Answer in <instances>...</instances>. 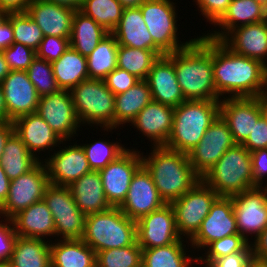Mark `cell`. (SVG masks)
<instances>
[{"label":"cell","mask_w":267,"mask_h":267,"mask_svg":"<svg viewBox=\"0 0 267 267\" xmlns=\"http://www.w3.org/2000/svg\"><path fill=\"white\" fill-rule=\"evenodd\" d=\"M212 65L220 98L224 94H230V98L260 97L267 91V67L258 60L234 53L220 40L212 39Z\"/></svg>","instance_id":"cell-1"},{"label":"cell","mask_w":267,"mask_h":267,"mask_svg":"<svg viewBox=\"0 0 267 267\" xmlns=\"http://www.w3.org/2000/svg\"><path fill=\"white\" fill-rule=\"evenodd\" d=\"M174 64L185 100H219L213 78L212 39L194 38L186 47L166 54Z\"/></svg>","instance_id":"cell-2"},{"label":"cell","mask_w":267,"mask_h":267,"mask_svg":"<svg viewBox=\"0 0 267 267\" xmlns=\"http://www.w3.org/2000/svg\"><path fill=\"white\" fill-rule=\"evenodd\" d=\"M148 157H143L142 165L150 173L152 180L166 203L180 198L192 189L202 178L194 171L188 154L167 148L152 146Z\"/></svg>","instance_id":"cell-3"},{"label":"cell","mask_w":267,"mask_h":267,"mask_svg":"<svg viewBox=\"0 0 267 267\" xmlns=\"http://www.w3.org/2000/svg\"><path fill=\"white\" fill-rule=\"evenodd\" d=\"M219 114V100H185L174 108L173 128L165 146L188 154Z\"/></svg>","instance_id":"cell-4"},{"label":"cell","mask_w":267,"mask_h":267,"mask_svg":"<svg viewBox=\"0 0 267 267\" xmlns=\"http://www.w3.org/2000/svg\"><path fill=\"white\" fill-rule=\"evenodd\" d=\"M96 253L137 243V224L119 207L86 215L81 238Z\"/></svg>","instance_id":"cell-5"},{"label":"cell","mask_w":267,"mask_h":267,"mask_svg":"<svg viewBox=\"0 0 267 267\" xmlns=\"http://www.w3.org/2000/svg\"><path fill=\"white\" fill-rule=\"evenodd\" d=\"M202 180L219 196L224 197L254 188L250 152L242 144H235L221 156Z\"/></svg>","instance_id":"cell-6"},{"label":"cell","mask_w":267,"mask_h":267,"mask_svg":"<svg viewBox=\"0 0 267 267\" xmlns=\"http://www.w3.org/2000/svg\"><path fill=\"white\" fill-rule=\"evenodd\" d=\"M78 121L114 129L115 95L104 80L87 79L70 90Z\"/></svg>","instance_id":"cell-7"},{"label":"cell","mask_w":267,"mask_h":267,"mask_svg":"<svg viewBox=\"0 0 267 267\" xmlns=\"http://www.w3.org/2000/svg\"><path fill=\"white\" fill-rule=\"evenodd\" d=\"M174 5L170 0H146L139 6L153 42L165 54L176 52L194 40L178 43Z\"/></svg>","instance_id":"cell-8"},{"label":"cell","mask_w":267,"mask_h":267,"mask_svg":"<svg viewBox=\"0 0 267 267\" xmlns=\"http://www.w3.org/2000/svg\"><path fill=\"white\" fill-rule=\"evenodd\" d=\"M219 195L202 179L180 198L172 201L178 234L190 240L199 230Z\"/></svg>","instance_id":"cell-9"},{"label":"cell","mask_w":267,"mask_h":267,"mask_svg":"<svg viewBox=\"0 0 267 267\" xmlns=\"http://www.w3.org/2000/svg\"><path fill=\"white\" fill-rule=\"evenodd\" d=\"M43 200L55 222V235L63 240L81 239L86 215L78 208L69 186L49 184Z\"/></svg>","instance_id":"cell-10"},{"label":"cell","mask_w":267,"mask_h":267,"mask_svg":"<svg viewBox=\"0 0 267 267\" xmlns=\"http://www.w3.org/2000/svg\"><path fill=\"white\" fill-rule=\"evenodd\" d=\"M49 184L46 167L41 161L28 173L11 181L7 200L0 208V215L4 219H11L33 203L43 200Z\"/></svg>","instance_id":"cell-11"},{"label":"cell","mask_w":267,"mask_h":267,"mask_svg":"<svg viewBox=\"0 0 267 267\" xmlns=\"http://www.w3.org/2000/svg\"><path fill=\"white\" fill-rule=\"evenodd\" d=\"M236 143L226 121L219 114L200 142L188 153L194 171L202 178Z\"/></svg>","instance_id":"cell-12"},{"label":"cell","mask_w":267,"mask_h":267,"mask_svg":"<svg viewBox=\"0 0 267 267\" xmlns=\"http://www.w3.org/2000/svg\"><path fill=\"white\" fill-rule=\"evenodd\" d=\"M137 152L127 149L115 161L98 171L105 197L112 207H119L126 199L132 178L142 166V154Z\"/></svg>","instance_id":"cell-13"},{"label":"cell","mask_w":267,"mask_h":267,"mask_svg":"<svg viewBox=\"0 0 267 267\" xmlns=\"http://www.w3.org/2000/svg\"><path fill=\"white\" fill-rule=\"evenodd\" d=\"M238 233L245 239L249 234L258 235L267 226V192L254 187L231 196Z\"/></svg>","instance_id":"cell-14"},{"label":"cell","mask_w":267,"mask_h":267,"mask_svg":"<svg viewBox=\"0 0 267 267\" xmlns=\"http://www.w3.org/2000/svg\"><path fill=\"white\" fill-rule=\"evenodd\" d=\"M36 113L62 141L71 140L81 125L74 109L72 94L68 90L40 97Z\"/></svg>","instance_id":"cell-15"},{"label":"cell","mask_w":267,"mask_h":267,"mask_svg":"<svg viewBox=\"0 0 267 267\" xmlns=\"http://www.w3.org/2000/svg\"><path fill=\"white\" fill-rule=\"evenodd\" d=\"M137 243L143 249L166 246L180 240L175 212L170 203L136 221Z\"/></svg>","instance_id":"cell-16"},{"label":"cell","mask_w":267,"mask_h":267,"mask_svg":"<svg viewBox=\"0 0 267 267\" xmlns=\"http://www.w3.org/2000/svg\"><path fill=\"white\" fill-rule=\"evenodd\" d=\"M220 115L228 124L236 144H243L264 115L260 97L220 99Z\"/></svg>","instance_id":"cell-17"},{"label":"cell","mask_w":267,"mask_h":267,"mask_svg":"<svg viewBox=\"0 0 267 267\" xmlns=\"http://www.w3.org/2000/svg\"><path fill=\"white\" fill-rule=\"evenodd\" d=\"M239 234L231 197L219 196L201 223L197 233L190 239L193 248L203 250L213 241ZM196 246V247H195Z\"/></svg>","instance_id":"cell-18"},{"label":"cell","mask_w":267,"mask_h":267,"mask_svg":"<svg viewBox=\"0 0 267 267\" xmlns=\"http://www.w3.org/2000/svg\"><path fill=\"white\" fill-rule=\"evenodd\" d=\"M165 204L150 173L142 165L134 174L126 199L119 208L127 217L137 221Z\"/></svg>","instance_id":"cell-19"},{"label":"cell","mask_w":267,"mask_h":267,"mask_svg":"<svg viewBox=\"0 0 267 267\" xmlns=\"http://www.w3.org/2000/svg\"><path fill=\"white\" fill-rule=\"evenodd\" d=\"M1 86L8 122H13L23 115L36 113L40 97L26 71L10 70Z\"/></svg>","instance_id":"cell-20"},{"label":"cell","mask_w":267,"mask_h":267,"mask_svg":"<svg viewBox=\"0 0 267 267\" xmlns=\"http://www.w3.org/2000/svg\"><path fill=\"white\" fill-rule=\"evenodd\" d=\"M44 162L49 183L58 186H70L91 171L84 149L77 144L55 151Z\"/></svg>","instance_id":"cell-21"},{"label":"cell","mask_w":267,"mask_h":267,"mask_svg":"<svg viewBox=\"0 0 267 267\" xmlns=\"http://www.w3.org/2000/svg\"><path fill=\"white\" fill-rule=\"evenodd\" d=\"M221 42L236 54L258 60L267 67V21L231 30Z\"/></svg>","instance_id":"cell-22"},{"label":"cell","mask_w":267,"mask_h":267,"mask_svg":"<svg viewBox=\"0 0 267 267\" xmlns=\"http://www.w3.org/2000/svg\"><path fill=\"white\" fill-rule=\"evenodd\" d=\"M152 100L177 107L185 101L177 81L173 61L167 56H160L152 65L146 78Z\"/></svg>","instance_id":"cell-23"},{"label":"cell","mask_w":267,"mask_h":267,"mask_svg":"<svg viewBox=\"0 0 267 267\" xmlns=\"http://www.w3.org/2000/svg\"><path fill=\"white\" fill-rule=\"evenodd\" d=\"M173 117L174 107L151 100L131 124L151 138L154 146H165L172 132Z\"/></svg>","instance_id":"cell-24"},{"label":"cell","mask_w":267,"mask_h":267,"mask_svg":"<svg viewBox=\"0 0 267 267\" xmlns=\"http://www.w3.org/2000/svg\"><path fill=\"white\" fill-rule=\"evenodd\" d=\"M26 12L41 28L44 36L70 37L75 9L45 0H32Z\"/></svg>","instance_id":"cell-25"},{"label":"cell","mask_w":267,"mask_h":267,"mask_svg":"<svg viewBox=\"0 0 267 267\" xmlns=\"http://www.w3.org/2000/svg\"><path fill=\"white\" fill-rule=\"evenodd\" d=\"M14 133L22 140L29 152L36 157L40 151L55 147L63 141L54 133L47 122L37 113L23 115L13 121ZM35 152V153H34Z\"/></svg>","instance_id":"cell-26"},{"label":"cell","mask_w":267,"mask_h":267,"mask_svg":"<svg viewBox=\"0 0 267 267\" xmlns=\"http://www.w3.org/2000/svg\"><path fill=\"white\" fill-rule=\"evenodd\" d=\"M112 33L119 45L153 50L159 57L166 55L153 42L139 7L125 8L119 24Z\"/></svg>","instance_id":"cell-27"},{"label":"cell","mask_w":267,"mask_h":267,"mask_svg":"<svg viewBox=\"0 0 267 267\" xmlns=\"http://www.w3.org/2000/svg\"><path fill=\"white\" fill-rule=\"evenodd\" d=\"M18 236L44 239L55 237V222L44 200L33 203L11 218Z\"/></svg>","instance_id":"cell-28"},{"label":"cell","mask_w":267,"mask_h":267,"mask_svg":"<svg viewBox=\"0 0 267 267\" xmlns=\"http://www.w3.org/2000/svg\"><path fill=\"white\" fill-rule=\"evenodd\" d=\"M264 20H267V9L255 0H231L226 12L214 24L219 25L223 31H214L205 36L221 41L235 28Z\"/></svg>","instance_id":"cell-29"},{"label":"cell","mask_w":267,"mask_h":267,"mask_svg":"<svg viewBox=\"0 0 267 267\" xmlns=\"http://www.w3.org/2000/svg\"><path fill=\"white\" fill-rule=\"evenodd\" d=\"M73 199L85 215L103 212L112 206L107 201L98 171L91 170L69 186Z\"/></svg>","instance_id":"cell-30"},{"label":"cell","mask_w":267,"mask_h":267,"mask_svg":"<svg viewBox=\"0 0 267 267\" xmlns=\"http://www.w3.org/2000/svg\"><path fill=\"white\" fill-rule=\"evenodd\" d=\"M51 267H96V252L82 239L50 243Z\"/></svg>","instance_id":"cell-31"},{"label":"cell","mask_w":267,"mask_h":267,"mask_svg":"<svg viewBox=\"0 0 267 267\" xmlns=\"http://www.w3.org/2000/svg\"><path fill=\"white\" fill-rule=\"evenodd\" d=\"M51 64L60 90L70 91L74 86L89 79L87 57L82 56L71 47Z\"/></svg>","instance_id":"cell-32"},{"label":"cell","mask_w":267,"mask_h":267,"mask_svg":"<svg viewBox=\"0 0 267 267\" xmlns=\"http://www.w3.org/2000/svg\"><path fill=\"white\" fill-rule=\"evenodd\" d=\"M109 32L92 18L76 10L72 20L70 47L82 56H89Z\"/></svg>","instance_id":"cell-33"},{"label":"cell","mask_w":267,"mask_h":267,"mask_svg":"<svg viewBox=\"0 0 267 267\" xmlns=\"http://www.w3.org/2000/svg\"><path fill=\"white\" fill-rule=\"evenodd\" d=\"M151 100V90L146 80H140L126 92L115 95L114 128L131 123Z\"/></svg>","instance_id":"cell-34"},{"label":"cell","mask_w":267,"mask_h":267,"mask_svg":"<svg viewBox=\"0 0 267 267\" xmlns=\"http://www.w3.org/2000/svg\"><path fill=\"white\" fill-rule=\"evenodd\" d=\"M40 161L33 156L22 140L13 132L6 140L0 164L10 181L28 173Z\"/></svg>","instance_id":"cell-35"},{"label":"cell","mask_w":267,"mask_h":267,"mask_svg":"<svg viewBox=\"0 0 267 267\" xmlns=\"http://www.w3.org/2000/svg\"><path fill=\"white\" fill-rule=\"evenodd\" d=\"M17 236L9 263L12 267H51L50 242Z\"/></svg>","instance_id":"cell-36"},{"label":"cell","mask_w":267,"mask_h":267,"mask_svg":"<svg viewBox=\"0 0 267 267\" xmlns=\"http://www.w3.org/2000/svg\"><path fill=\"white\" fill-rule=\"evenodd\" d=\"M118 42L113 33H108L87 56L89 79L103 80L117 68Z\"/></svg>","instance_id":"cell-37"},{"label":"cell","mask_w":267,"mask_h":267,"mask_svg":"<svg viewBox=\"0 0 267 267\" xmlns=\"http://www.w3.org/2000/svg\"><path fill=\"white\" fill-rule=\"evenodd\" d=\"M182 238L175 243L142 250V267H190L191 257L184 251Z\"/></svg>","instance_id":"cell-38"},{"label":"cell","mask_w":267,"mask_h":267,"mask_svg":"<svg viewBox=\"0 0 267 267\" xmlns=\"http://www.w3.org/2000/svg\"><path fill=\"white\" fill-rule=\"evenodd\" d=\"M159 56L153 50L118 46L117 67L135 75L140 80H146L153 63Z\"/></svg>","instance_id":"cell-39"},{"label":"cell","mask_w":267,"mask_h":267,"mask_svg":"<svg viewBox=\"0 0 267 267\" xmlns=\"http://www.w3.org/2000/svg\"><path fill=\"white\" fill-rule=\"evenodd\" d=\"M124 9L118 0H84L79 11L112 33L119 24Z\"/></svg>","instance_id":"cell-40"},{"label":"cell","mask_w":267,"mask_h":267,"mask_svg":"<svg viewBox=\"0 0 267 267\" xmlns=\"http://www.w3.org/2000/svg\"><path fill=\"white\" fill-rule=\"evenodd\" d=\"M96 267H142V248L136 243L97 252Z\"/></svg>","instance_id":"cell-41"},{"label":"cell","mask_w":267,"mask_h":267,"mask_svg":"<svg viewBox=\"0 0 267 267\" xmlns=\"http://www.w3.org/2000/svg\"><path fill=\"white\" fill-rule=\"evenodd\" d=\"M14 42L37 50L44 34L37 23L25 12H11Z\"/></svg>","instance_id":"cell-42"},{"label":"cell","mask_w":267,"mask_h":267,"mask_svg":"<svg viewBox=\"0 0 267 267\" xmlns=\"http://www.w3.org/2000/svg\"><path fill=\"white\" fill-rule=\"evenodd\" d=\"M81 146L84 149L89 167L93 171H99L105 168L110 162L115 161L127 150L119 142L111 143L102 140Z\"/></svg>","instance_id":"cell-43"},{"label":"cell","mask_w":267,"mask_h":267,"mask_svg":"<svg viewBox=\"0 0 267 267\" xmlns=\"http://www.w3.org/2000/svg\"><path fill=\"white\" fill-rule=\"evenodd\" d=\"M26 72L39 97L60 91L49 61L36 57Z\"/></svg>","instance_id":"cell-44"},{"label":"cell","mask_w":267,"mask_h":267,"mask_svg":"<svg viewBox=\"0 0 267 267\" xmlns=\"http://www.w3.org/2000/svg\"><path fill=\"white\" fill-rule=\"evenodd\" d=\"M249 241L245 240L240 234H234L222 239L213 241L206 248L207 253H205V257L202 256L195 258V262L198 261L201 263H205V265H209L214 259L221 258L223 256H227L229 254H233L236 252H252L251 244L249 245Z\"/></svg>","instance_id":"cell-45"},{"label":"cell","mask_w":267,"mask_h":267,"mask_svg":"<svg viewBox=\"0 0 267 267\" xmlns=\"http://www.w3.org/2000/svg\"><path fill=\"white\" fill-rule=\"evenodd\" d=\"M2 52L9 69L14 71H26L36 58L35 50L16 42Z\"/></svg>","instance_id":"cell-46"},{"label":"cell","mask_w":267,"mask_h":267,"mask_svg":"<svg viewBox=\"0 0 267 267\" xmlns=\"http://www.w3.org/2000/svg\"><path fill=\"white\" fill-rule=\"evenodd\" d=\"M69 38L44 36L36 50V57L49 61L50 63L58 60L70 47Z\"/></svg>","instance_id":"cell-47"},{"label":"cell","mask_w":267,"mask_h":267,"mask_svg":"<svg viewBox=\"0 0 267 267\" xmlns=\"http://www.w3.org/2000/svg\"><path fill=\"white\" fill-rule=\"evenodd\" d=\"M103 80L114 95L126 92L140 81L135 75L119 67L109 73Z\"/></svg>","instance_id":"cell-48"},{"label":"cell","mask_w":267,"mask_h":267,"mask_svg":"<svg viewBox=\"0 0 267 267\" xmlns=\"http://www.w3.org/2000/svg\"><path fill=\"white\" fill-rule=\"evenodd\" d=\"M0 221V263L9 262L13 253V247L17 238L11 219ZM10 224V225H9Z\"/></svg>","instance_id":"cell-49"},{"label":"cell","mask_w":267,"mask_h":267,"mask_svg":"<svg viewBox=\"0 0 267 267\" xmlns=\"http://www.w3.org/2000/svg\"><path fill=\"white\" fill-rule=\"evenodd\" d=\"M242 145L249 152L267 148V117L265 115L257 121L252 133Z\"/></svg>","instance_id":"cell-50"},{"label":"cell","mask_w":267,"mask_h":267,"mask_svg":"<svg viewBox=\"0 0 267 267\" xmlns=\"http://www.w3.org/2000/svg\"><path fill=\"white\" fill-rule=\"evenodd\" d=\"M203 17L215 24L226 12L231 0H196Z\"/></svg>","instance_id":"cell-51"},{"label":"cell","mask_w":267,"mask_h":267,"mask_svg":"<svg viewBox=\"0 0 267 267\" xmlns=\"http://www.w3.org/2000/svg\"><path fill=\"white\" fill-rule=\"evenodd\" d=\"M251 154L252 176L254 187H262L263 179L267 175V148L259 149Z\"/></svg>","instance_id":"cell-52"},{"label":"cell","mask_w":267,"mask_h":267,"mask_svg":"<svg viewBox=\"0 0 267 267\" xmlns=\"http://www.w3.org/2000/svg\"><path fill=\"white\" fill-rule=\"evenodd\" d=\"M253 256L252 252H236L214 259L209 267H247L248 261Z\"/></svg>","instance_id":"cell-53"},{"label":"cell","mask_w":267,"mask_h":267,"mask_svg":"<svg viewBox=\"0 0 267 267\" xmlns=\"http://www.w3.org/2000/svg\"><path fill=\"white\" fill-rule=\"evenodd\" d=\"M14 43L13 28L11 23V12L0 24V51L9 48Z\"/></svg>","instance_id":"cell-54"},{"label":"cell","mask_w":267,"mask_h":267,"mask_svg":"<svg viewBox=\"0 0 267 267\" xmlns=\"http://www.w3.org/2000/svg\"><path fill=\"white\" fill-rule=\"evenodd\" d=\"M253 256L261 259H267V226L255 239L254 244L251 243Z\"/></svg>","instance_id":"cell-55"},{"label":"cell","mask_w":267,"mask_h":267,"mask_svg":"<svg viewBox=\"0 0 267 267\" xmlns=\"http://www.w3.org/2000/svg\"><path fill=\"white\" fill-rule=\"evenodd\" d=\"M32 0H0V9L10 12H25Z\"/></svg>","instance_id":"cell-56"},{"label":"cell","mask_w":267,"mask_h":267,"mask_svg":"<svg viewBox=\"0 0 267 267\" xmlns=\"http://www.w3.org/2000/svg\"><path fill=\"white\" fill-rule=\"evenodd\" d=\"M10 183L11 181L7 177L5 171L2 168V165L0 164V208L7 200Z\"/></svg>","instance_id":"cell-57"},{"label":"cell","mask_w":267,"mask_h":267,"mask_svg":"<svg viewBox=\"0 0 267 267\" xmlns=\"http://www.w3.org/2000/svg\"><path fill=\"white\" fill-rule=\"evenodd\" d=\"M14 132L13 122H0V158L3 154V149L6 140Z\"/></svg>","instance_id":"cell-58"},{"label":"cell","mask_w":267,"mask_h":267,"mask_svg":"<svg viewBox=\"0 0 267 267\" xmlns=\"http://www.w3.org/2000/svg\"><path fill=\"white\" fill-rule=\"evenodd\" d=\"M47 2L55 3L60 6H65L68 8H73L79 10L83 4L84 0H45Z\"/></svg>","instance_id":"cell-59"},{"label":"cell","mask_w":267,"mask_h":267,"mask_svg":"<svg viewBox=\"0 0 267 267\" xmlns=\"http://www.w3.org/2000/svg\"><path fill=\"white\" fill-rule=\"evenodd\" d=\"M10 69L5 60V56L2 51H0V84L4 80V78L9 74Z\"/></svg>","instance_id":"cell-60"},{"label":"cell","mask_w":267,"mask_h":267,"mask_svg":"<svg viewBox=\"0 0 267 267\" xmlns=\"http://www.w3.org/2000/svg\"><path fill=\"white\" fill-rule=\"evenodd\" d=\"M0 122H7V109L4 101V92L0 84Z\"/></svg>","instance_id":"cell-61"},{"label":"cell","mask_w":267,"mask_h":267,"mask_svg":"<svg viewBox=\"0 0 267 267\" xmlns=\"http://www.w3.org/2000/svg\"><path fill=\"white\" fill-rule=\"evenodd\" d=\"M247 267H267V259L252 256L247 263Z\"/></svg>","instance_id":"cell-62"},{"label":"cell","mask_w":267,"mask_h":267,"mask_svg":"<svg viewBox=\"0 0 267 267\" xmlns=\"http://www.w3.org/2000/svg\"><path fill=\"white\" fill-rule=\"evenodd\" d=\"M124 8H137L146 0H118Z\"/></svg>","instance_id":"cell-63"},{"label":"cell","mask_w":267,"mask_h":267,"mask_svg":"<svg viewBox=\"0 0 267 267\" xmlns=\"http://www.w3.org/2000/svg\"><path fill=\"white\" fill-rule=\"evenodd\" d=\"M260 102L263 107L264 115L267 117V91L260 96Z\"/></svg>","instance_id":"cell-64"},{"label":"cell","mask_w":267,"mask_h":267,"mask_svg":"<svg viewBox=\"0 0 267 267\" xmlns=\"http://www.w3.org/2000/svg\"><path fill=\"white\" fill-rule=\"evenodd\" d=\"M8 12L0 9V24L7 18Z\"/></svg>","instance_id":"cell-65"},{"label":"cell","mask_w":267,"mask_h":267,"mask_svg":"<svg viewBox=\"0 0 267 267\" xmlns=\"http://www.w3.org/2000/svg\"><path fill=\"white\" fill-rule=\"evenodd\" d=\"M255 1L267 9V0H255Z\"/></svg>","instance_id":"cell-66"},{"label":"cell","mask_w":267,"mask_h":267,"mask_svg":"<svg viewBox=\"0 0 267 267\" xmlns=\"http://www.w3.org/2000/svg\"><path fill=\"white\" fill-rule=\"evenodd\" d=\"M0 267H12V265L9 262H6V263H0Z\"/></svg>","instance_id":"cell-67"},{"label":"cell","mask_w":267,"mask_h":267,"mask_svg":"<svg viewBox=\"0 0 267 267\" xmlns=\"http://www.w3.org/2000/svg\"><path fill=\"white\" fill-rule=\"evenodd\" d=\"M262 188H264L266 190V192H267V183H266V187L263 186Z\"/></svg>","instance_id":"cell-68"}]
</instances>
